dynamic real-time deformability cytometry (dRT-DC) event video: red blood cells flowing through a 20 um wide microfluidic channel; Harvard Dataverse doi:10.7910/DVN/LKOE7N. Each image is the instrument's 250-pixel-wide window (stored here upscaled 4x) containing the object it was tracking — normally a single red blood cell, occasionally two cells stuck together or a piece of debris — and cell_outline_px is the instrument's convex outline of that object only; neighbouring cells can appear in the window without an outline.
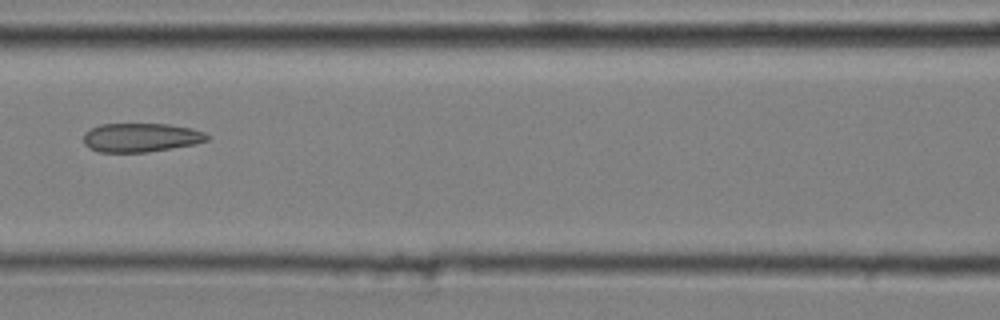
{"species": "common noctule bat (a hibernating species)", "species_latin": "Nyctalus noctula", "temperature_condition": "cold", "stored_images_in_passage": 10, "camera_frame_rate_fps": 3000, "um_per_image_px": 0.085, "animal": {"sex": "male", "body_mass_g": 20.4}, "frame": {"image": 1, "passage_image": 4, "time_ms": 1.0, "image_size_px": [1000, 320], "cell_outline_px": [[212, 136], [208, 140], [196, 144], [148, 152], [100, 152], [88, 148], [84, 144], [84, 132], [100, 124], [168, 124], [192, 128], [204, 132]], "centroid_in_image_um": [12.0, 11.69], "position_along_channel_um": 154.6, "area_um2": 20.98}}
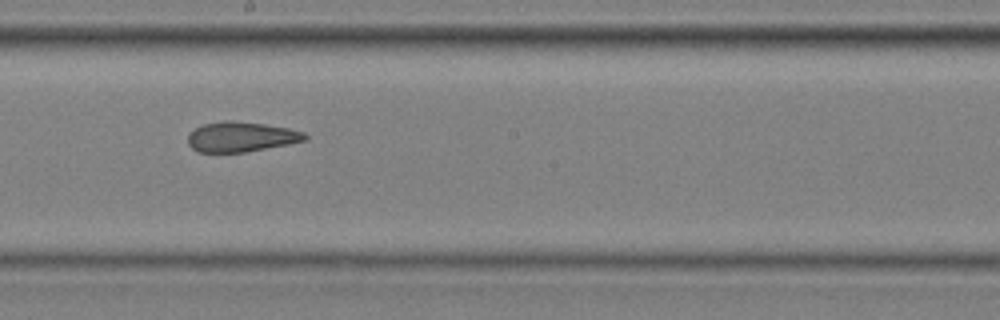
{"frame": {"image": 2, "passage_image": 6, "time_ms": 1.667, "image_size_px": [1000, 320], "cell_outline_px": [[308, 140], [288, 144], [244, 152], [196, 152], [188, 144], [188, 136], [196, 128], [204, 124], [228, 120], [232, 120], [264, 124], [288, 128], [304, 132], [308, 136]], "centroid_in_image_um": [20.51, 11.63], "position_along_channel_um": 227.7, "area_um2": 20.35}}
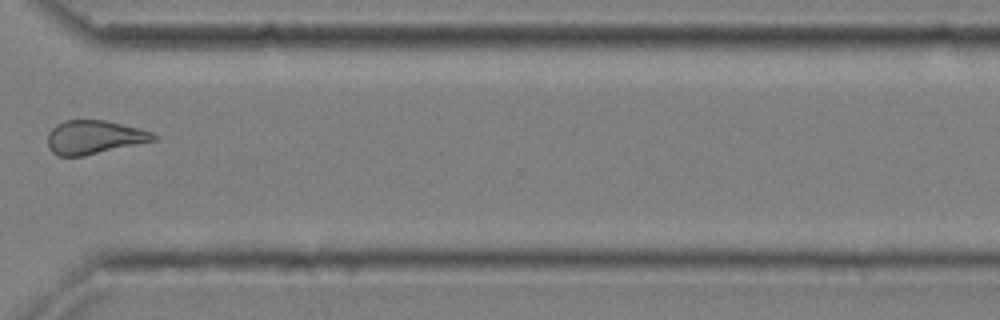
{"frame": {"image": 3, "passage_image": 9, "time_ms": 2.667, "image_size_px": [1000, 320], "cell_outline_px": [[160, 136], [156, 140], [84, 156], [56, 156], [48, 148], [48, 132], [56, 124], [64, 120], [104, 120], [140, 128], [152, 132]], "centroid_in_image_um": [8.0, 11.66], "position_along_channel_um": 362.6, "area_um2": 20.92}}